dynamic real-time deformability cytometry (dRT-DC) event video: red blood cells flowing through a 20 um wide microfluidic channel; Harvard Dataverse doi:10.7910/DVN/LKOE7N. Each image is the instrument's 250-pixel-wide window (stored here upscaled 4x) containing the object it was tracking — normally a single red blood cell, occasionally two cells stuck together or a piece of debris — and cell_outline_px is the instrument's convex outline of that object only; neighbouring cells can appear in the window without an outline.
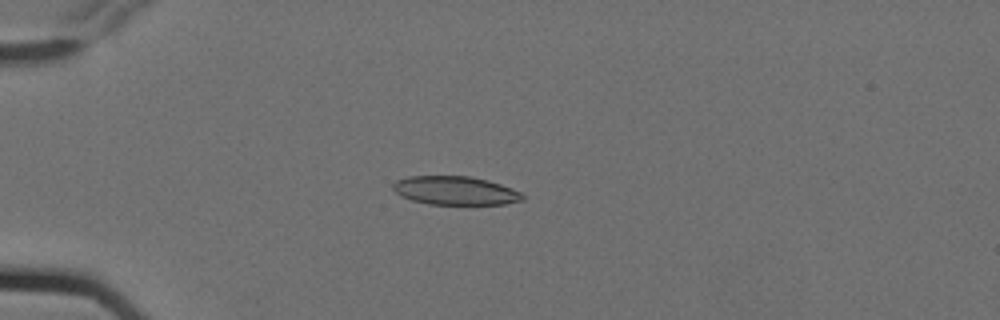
{"species": "Egyptian fruit bat (a non-hibernating species)", "species_latin": "Rousettus aegyptiacus", "temperature_condition": "cold", "stored_images_in_passage": 10, "camera_frame_rate_fps": 3000, "um_per_image_px": 0.085, "animal": {"sex": "female"}, "frame": {"image": 1, "passage_image": 4, "time_ms": 1.0, "image_size_px": [1000, 320], "cell_outline_px": [[524, 200], [504, 204], [428, 204], [412, 200], [400, 196], [392, 188], [392, 184], [396, 180], [408, 176], [472, 176], [488, 180], [512, 188], [520, 192], [524, 196]], "centroid_in_image_um": [38.68, 16.19], "position_along_channel_um": 46.3, "area_um2": 21.68}}
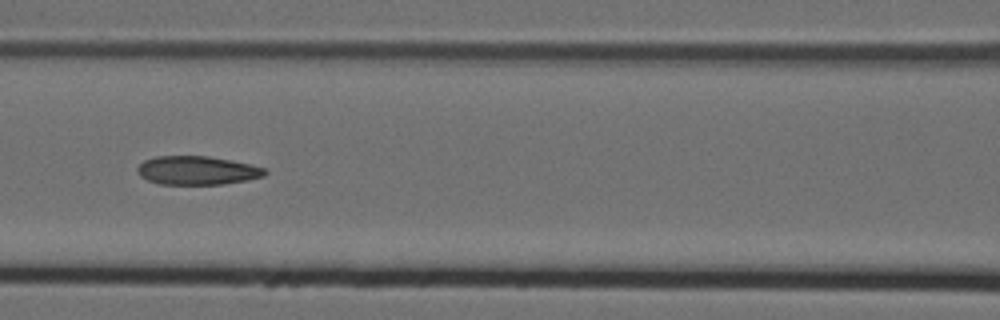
{"frame": {"image": 2, "passage_image": 7, "time_ms": 2.0, "image_size_px": [1000, 320], "cell_outline_px": [[268, 172], [264, 176], [248, 180], [224, 184], [160, 184], [148, 180], [140, 176], [136, 172], [136, 168], [144, 160], [156, 156], [208, 156], [232, 160], [264, 168]], "centroid_in_image_um": [16.74, 14.48], "position_along_channel_um": 149.9, "area_um2": 21.33}}
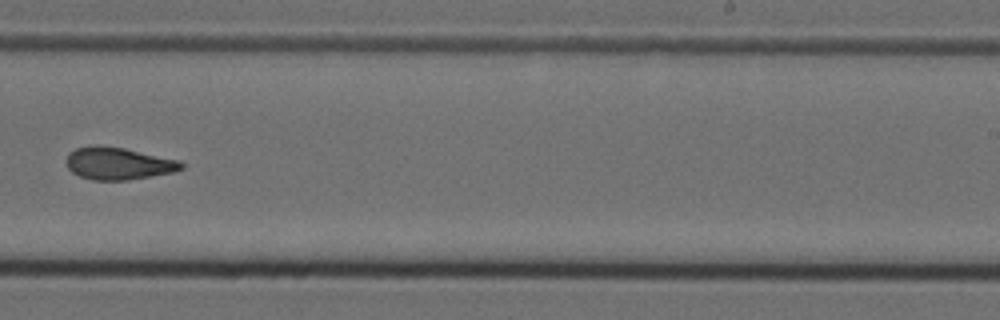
{"frame": {"image": 3, "passage_image": 10, "time_ms": 3.0, "image_size_px": [1000, 320], "cell_outline_px": [[184, 168], [172, 172], [152, 176], [128, 180], [92, 180], [80, 176], [72, 172], [68, 168], [68, 152], [76, 148], [96, 144], [124, 148], [180, 160], [184, 164]], "centroid_in_image_um": [10.07, 13.89], "position_along_channel_um": 278.9, "area_um2": 21.68}}